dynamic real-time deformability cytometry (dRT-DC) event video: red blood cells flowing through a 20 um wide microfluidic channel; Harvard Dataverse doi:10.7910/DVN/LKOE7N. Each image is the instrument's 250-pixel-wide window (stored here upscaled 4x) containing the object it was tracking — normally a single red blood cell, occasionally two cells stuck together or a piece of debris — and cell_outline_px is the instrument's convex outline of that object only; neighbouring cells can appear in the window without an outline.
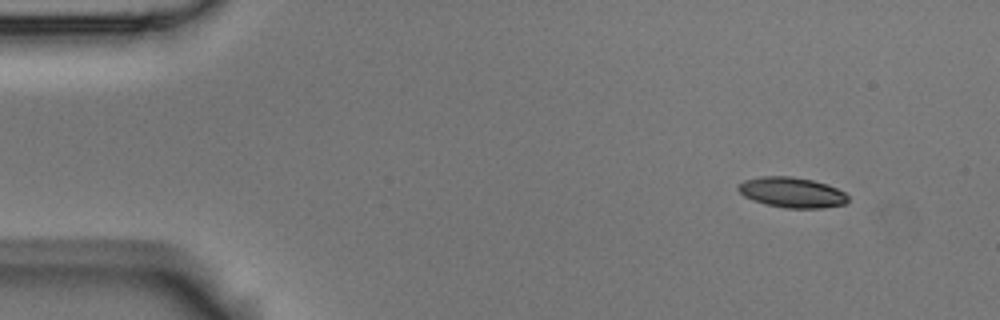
{"species": "Egyptian fruit bat (a non-hibernating species)", "species_latin": "Rousettus aegyptiacus", "temperature_condition": "room temperature", "stored_images_in_passage": 4, "camera_frame_rate_fps": 3000, "um_per_image_px": 0.085, "animal": {"sex": "male"}, "frame": {"image": 1, "passage_image": 1, "time_ms": 0.0, "image_size_px": [1000, 320], "cell_outline_px": [[848, 200], [844, 204], [824, 208], [784, 208], [764, 204], [752, 200], [744, 196], [736, 188], [744, 180], [760, 176], [792, 176], [812, 180], [828, 184], [844, 192], [848, 196]], "centroid_in_image_um": [67.3, 16.36], "position_along_channel_um": 17.7, "area_um2": 19.54}}
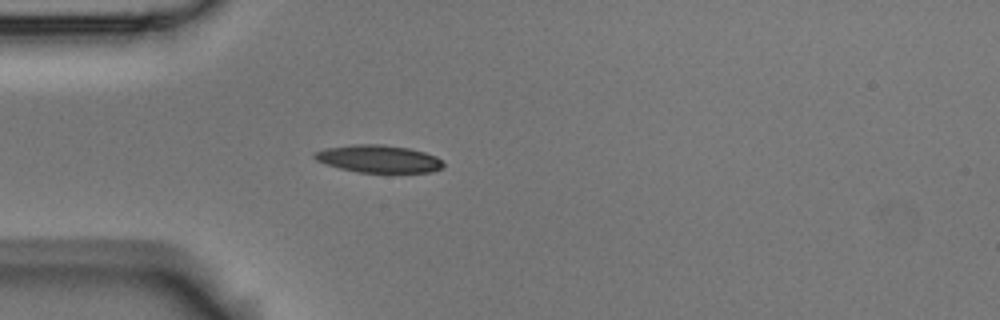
{"frame": {"image": 2, "passage_image": 4, "time_ms": 1.0, "image_size_px": [1000, 320], "cell_outline_px": [[444, 168], [432, 172], [360, 172], [340, 168], [316, 160], [312, 156], [312, 152], [324, 148], [352, 144], [384, 144], [408, 148], [424, 152], [436, 156], [444, 164]], "centroid_in_image_um": [32.16, 13.49], "position_along_channel_um": 52.8, "area_um2": 20.69}}